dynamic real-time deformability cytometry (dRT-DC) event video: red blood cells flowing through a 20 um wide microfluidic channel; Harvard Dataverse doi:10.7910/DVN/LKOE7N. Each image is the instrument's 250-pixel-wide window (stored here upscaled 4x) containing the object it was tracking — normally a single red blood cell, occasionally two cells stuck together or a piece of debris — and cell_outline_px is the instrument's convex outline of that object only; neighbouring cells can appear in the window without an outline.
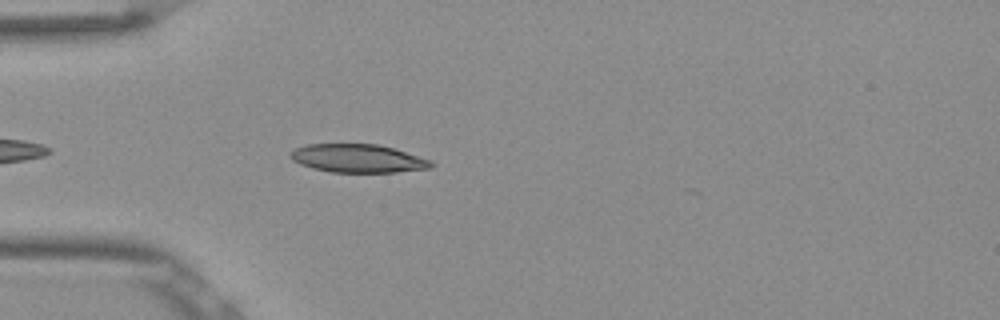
{"species": "Egyptian fruit bat (a non-hibernating species)", "species_latin": "Rousettus aegyptiacus", "temperature_condition": "room temperature", "stored_images_in_passage": 21, "camera_frame_rate_fps": 3000, "um_per_image_px": 0.085, "frame": {"image": 1, "passage_image": 4, "time_ms": 1.0, "image_size_px": [1000, 320], "cell_outline_px": [[436, 164], [432, 168], [396, 172], [332, 172], [312, 168], [300, 164], [292, 160], [288, 156], [288, 152], [296, 148], [308, 144], [376, 144], [392, 148], [432, 160]], "centroid_in_image_um": [30.41, 13.47], "position_along_channel_um": 54.6, "area_um2": 23.29}}
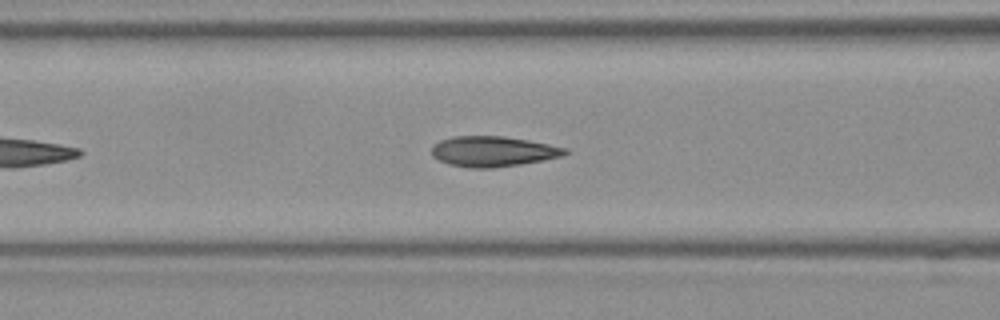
{"frame": {"image": 2, "passage_image": 10, "time_ms": 3.0, "image_size_px": [1000, 320], "cell_outline_px": [[568, 152], [560, 156], [544, 160], [520, 164], [492, 168], [468, 168], [448, 164], [432, 156], [432, 144], [440, 140], [452, 136], [504, 136], [528, 140], [568, 148]], "centroid_in_image_um": [41.87, 12.87], "position_along_channel_um": 124.7, "area_um2": 23.64}}
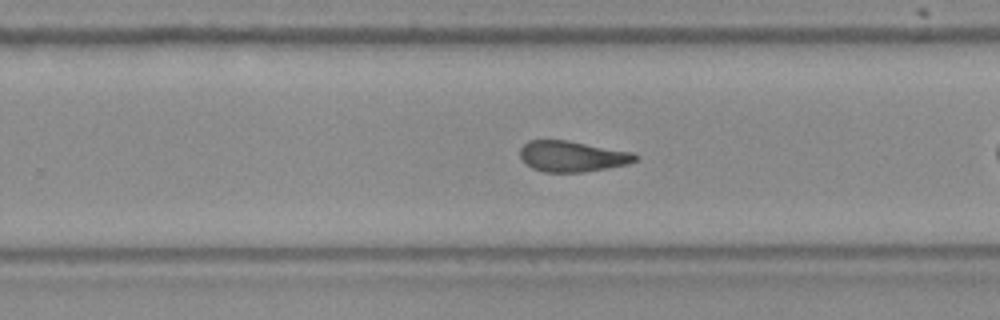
{"frame": {"image": 3, "passage_image": 19, "time_ms": 6.0, "image_size_px": [1000, 320], "cell_outline_px": [[640, 156], [636, 160], [628, 164], [608, 168], [584, 172], [544, 172], [532, 168], [524, 164], [520, 156], [520, 148], [528, 140], [568, 140], [632, 152]], "centroid_in_image_um": [48.62, 13.29], "position_along_channel_um": 281.2, "area_um2": 20.87}}